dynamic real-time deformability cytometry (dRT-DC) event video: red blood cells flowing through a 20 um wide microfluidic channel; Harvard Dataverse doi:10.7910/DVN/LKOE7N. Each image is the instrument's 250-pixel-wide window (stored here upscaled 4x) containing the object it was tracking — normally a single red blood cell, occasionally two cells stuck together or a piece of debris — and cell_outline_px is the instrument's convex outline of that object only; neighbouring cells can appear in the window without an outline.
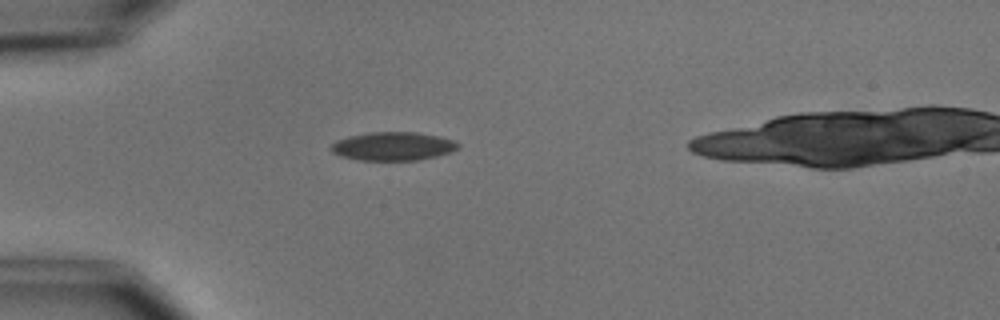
{"species": "common noctule bat (a hibernating species)", "species_latin": "Nyctalus noctula", "temperature_condition": "cold", "stored_images_in_passage": 2, "camera_frame_rate_fps": 3000, "um_per_image_px": 0.085, "animal": {"sex": "male", "body_mass_g": 15.6}, "frame": {"image": 1, "passage_image": 1, "time_ms": 0.0, "image_size_px": [1000, 320], "cell_outline_px": [[460, 148], [452, 152], [436, 156], [416, 160], [356, 160], [340, 156], [332, 152], [328, 148], [336, 140], [348, 136], [368, 132], [416, 132], [440, 136], [456, 140], [460, 144]], "centroid_in_image_um": [33.41, 12.42], "position_along_channel_um": 51.6, "area_um2": 21.44}}